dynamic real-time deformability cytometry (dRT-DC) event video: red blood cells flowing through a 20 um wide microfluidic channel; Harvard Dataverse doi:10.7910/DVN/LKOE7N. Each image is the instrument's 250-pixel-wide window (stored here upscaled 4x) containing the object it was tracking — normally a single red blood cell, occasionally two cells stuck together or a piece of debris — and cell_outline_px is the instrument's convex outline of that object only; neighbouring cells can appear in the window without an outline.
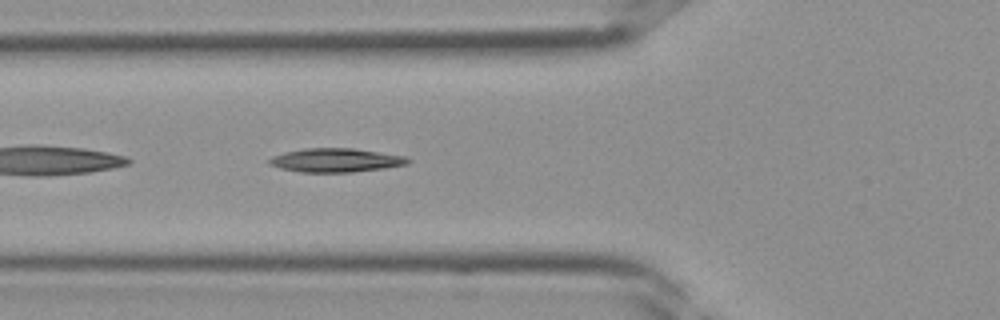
{"species": "Egyptian fruit bat (a non-hibernating species)", "species_latin": "Rousettus aegyptiacus", "temperature_condition": "room temperature", "stored_images_in_passage": 32, "camera_frame_rate_fps": 3000, "um_per_image_px": 0.085, "frame": {"image": 1, "passage_image": 9, "time_ms": 2.667, "image_size_px": [1000, 320], "cell_outline_px": [[412, 160], [408, 164], [384, 168], [352, 172], [300, 172], [280, 168], [268, 164], [268, 160], [272, 156], [284, 152], [304, 148], [352, 148], [404, 156]], "centroid_in_image_um": [28.51, 13.62], "position_along_channel_um": 97.3, "area_um2": 19.19}}
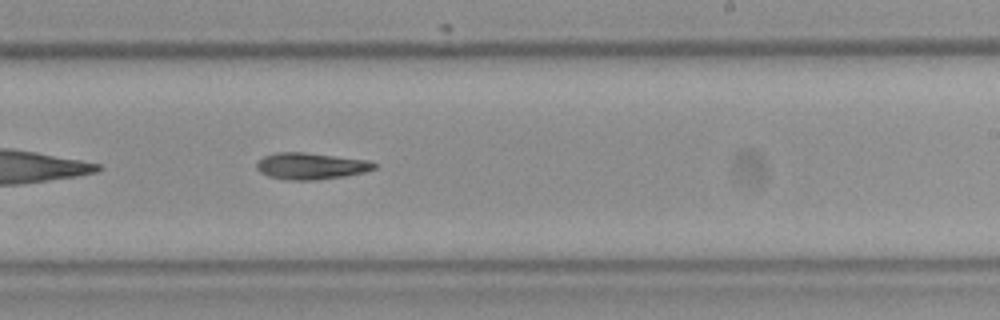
{"frame": {"image": 2, "passage_image": 18, "time_ms": 5.667, "image_size_px": [1000, 320], "cell_outline_px": [[376, 168], [364, 172], [344, 176], [316, 180], [284, 180], [268, 176], [260, 172], [256, 168], [256, 164], [264, 156], [276, 152], [304, 152], [368, 160], [376, 164]], "centroid_in_image_um": [26.4, 14.12], "position_along_channel_um": 262.6, "area_um2": 18.21}}
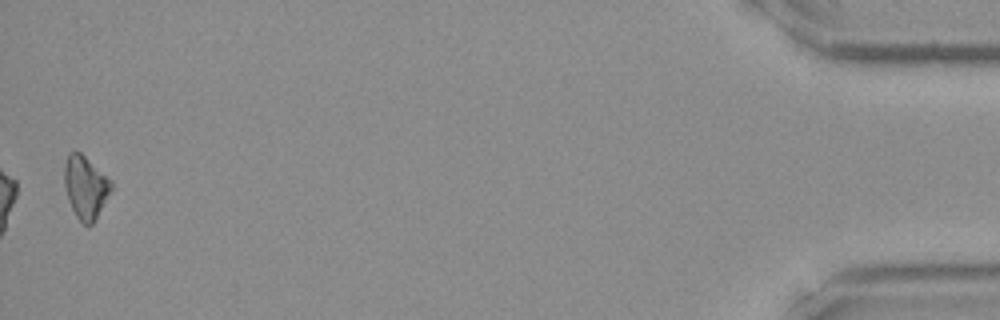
{"frame": {"image": 3, "passage_image": 32, "time_ms": 10.333, "image_size_px": [1000, 320], "cell_outline_px": [[112, 188], [96, 220], [88, 228], [76, 216], [68, 200], [64, 184], [64, 164], [68, 152], [80, 152], [112, 180]], "centroid_in_image_um": [7.27, 15.92], "position_along_channel_um": 427.9, "area_um2": 17.22}}